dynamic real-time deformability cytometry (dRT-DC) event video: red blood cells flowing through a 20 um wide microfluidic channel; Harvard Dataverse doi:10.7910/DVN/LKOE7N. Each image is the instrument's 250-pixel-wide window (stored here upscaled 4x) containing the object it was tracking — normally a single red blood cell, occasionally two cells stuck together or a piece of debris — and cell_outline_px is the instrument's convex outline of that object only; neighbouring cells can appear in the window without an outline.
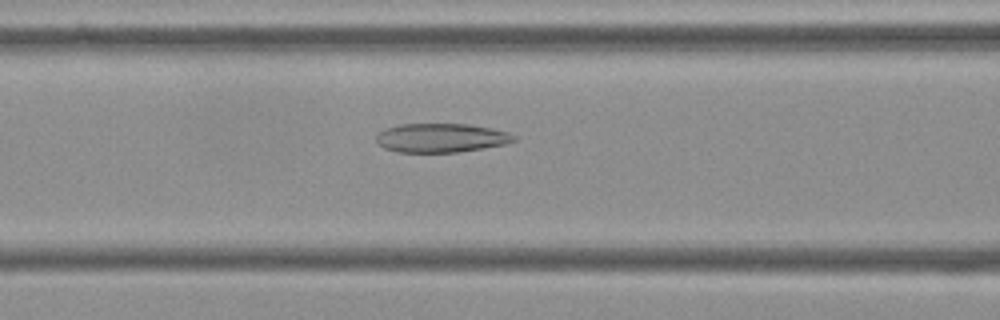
{"species": "Egyptian fruit bat (a non-hibernating species)", "species_latin": "Rousettus aegyptiacus", "temperature_condition": "cold", "stored_images_in_passage": 56, "camera_frame_rate_fps": 3000, "um_per_image_px": 0.085, "frame": {"image": 1, "passage_image": 22, "time_ms": 7.0, "image_size_px": [1000, 320], "cell_outline_px": [[516, 140], [508, 144], [456, 152], [396, 152], [384, 148], [376, 140], [376, 136], [384, 128], [400, 124], [468, 124], [492, 128], [508, 132], [516, 136]], "centroid_in_image_um": [37.51, 11.71], "position_along_channel_um": 129.1, "area_um2": 23.29}}
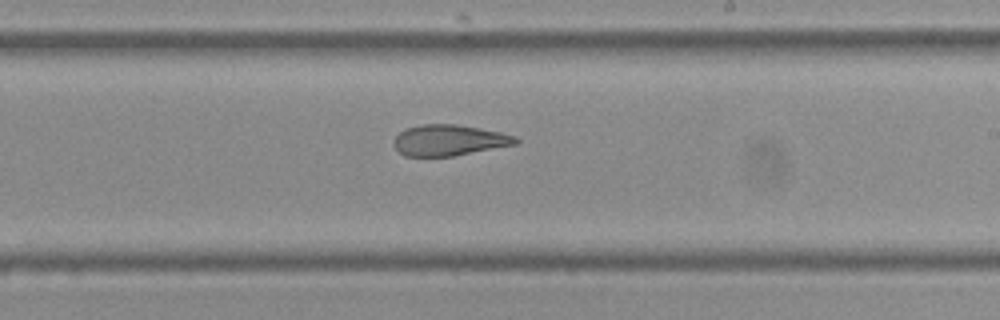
{"frame": {"image": 2, "passage_image": 32, "time_ms": 10.333, "image_size_px": [1000, 320], "cell_outline_px": [[520, 140], [516, 144], [456, 156], [404, 156], [392, 144], [392, 140], [404, 128], [420, 124], [456, 124], [480, 128], [500, 132], [516, 136]], "centroid_in_image_um": [38.16, 11.91], "position_along_channel_um": 250.8, "area_um2": 22.2}}
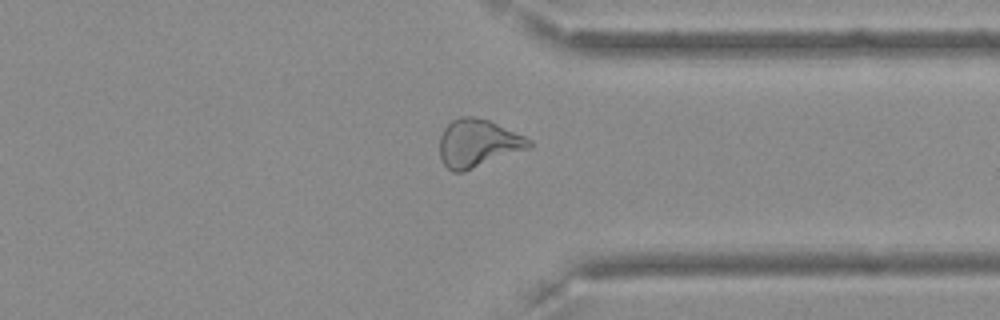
{"frame": {"image": 3, "passage_image": 42, "time_ms": 13.667, "image_size_px": [1000, 320], "cell_outline_px": [[532, 148], [464, 172], [452, 172], [444, 164], [440, 156], [440, 136], [444, 128], [452, 120], [460, 116], [472, 116], [488, 120], [524, 136], [532, 140]], "centroid_in_image_um": [40.64, 12.19], "position_along_channel_um": 370.8, "area_um2": 25.09}}